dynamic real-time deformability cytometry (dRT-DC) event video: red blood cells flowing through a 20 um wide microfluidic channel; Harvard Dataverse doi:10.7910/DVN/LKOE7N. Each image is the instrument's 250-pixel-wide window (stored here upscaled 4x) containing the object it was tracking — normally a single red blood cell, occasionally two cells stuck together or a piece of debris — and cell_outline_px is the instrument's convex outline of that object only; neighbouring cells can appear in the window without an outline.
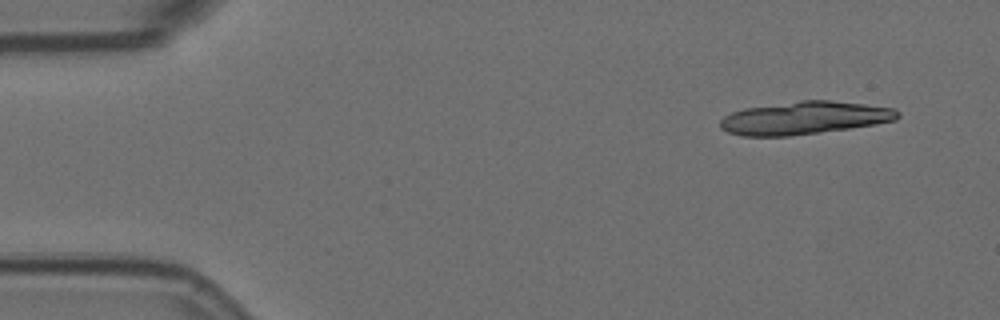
{"species": "Egyptian fruit bat (a non-hibernating species)", "species_latin": "Rousettus aegyptiacus", "temperature_condition": "room temperature", "stored_images_in_passage": 14, "segment_of_instrument_passage": [1, 2], "camera_frame_rate_fps": 3000, "um_per_image_px": 0.085, "animal": {"sex": "female"}, "frame": {"image": 1, "passage_image": 1, "time_ms": 0.0, "image_size_px": [1000, 320], "cell_outline_px": [[900, 116], [896, 120], [876, 124], [820, 132], [788, 136], [740, 136], [728, 132], [720, 128], [720, 120], [724, 116], [732, 112], [744, 108], [800, 100], [832, 100], [896, 108], [900, 112]], "centroid_in_image_um": [68.38, 10.02], "position_along_channel_um": 16.6, "area_um2": 34.1}}